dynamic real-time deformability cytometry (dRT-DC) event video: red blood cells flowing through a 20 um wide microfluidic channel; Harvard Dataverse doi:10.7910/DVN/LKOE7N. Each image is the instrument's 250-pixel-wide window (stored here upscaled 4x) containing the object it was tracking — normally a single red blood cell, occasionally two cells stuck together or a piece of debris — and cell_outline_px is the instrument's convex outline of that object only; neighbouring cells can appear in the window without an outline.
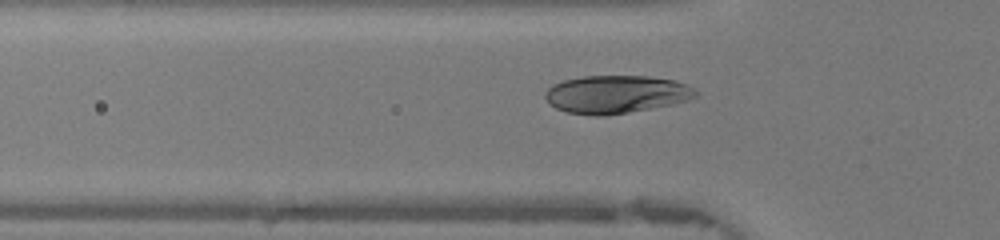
{"species": "human", "species_latin": "Homo sapiens", "temperature_condition": "warm", "stored_images_in_passage": 46, "camera_frame_rate_fps": 3000, "um_per_image_px": 0.085, "donor": {"sex": "female"}, "frame": {"image": 1, "passage_image": 14, "time_ms": 4.333, "image_size_px": [1000, 240], "cell_outline_px": [[700, 92], [696, 96], [688, 100], [672, 104], [628, 112], [604, 116], [592, 116], [568, 112], [556, 108], [544, 96], [544, 92], [552, 84], [564, 80], [584, 76], [648, 76], [672, 80], [688, 84]], "centroid_in_image_um": [52.38, 8.01], "position_along_channel_um": 73.4, "area_um2": 33.23}}
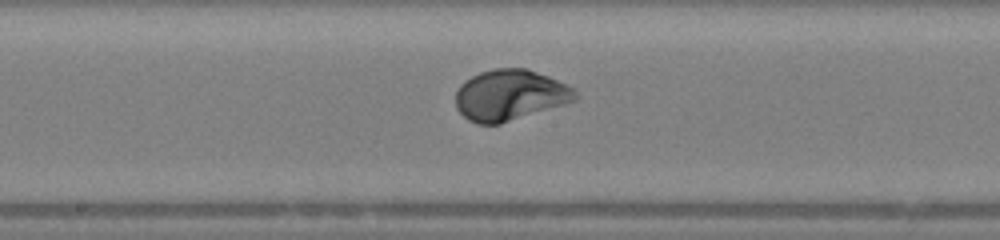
{"frame": {"image": 2, "passage_image": 23, "time_ms": 7.333, "image_size_px": [1000, 240], "cell_outline_px": [[580, 96], [576, 100], [564, 104], [500, 124], [476, 124], [468, 120], [456, 108], [456, 92], [460, 84], [464, 80], [480, 72], [492, 68], [528, 68], [568, 84], [576, 88]], "centroid_in_image_um": [43.37, 8.07], "position_along_channel_um": 204.8, "area_um2": 35.78}}
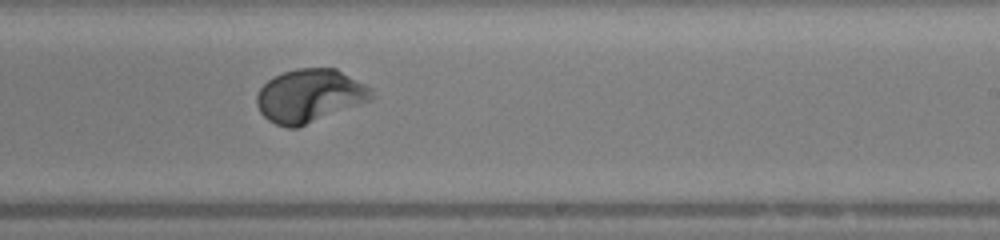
{"frame": {"image": 3, "passage_image": 27, "time_ms": 8.667, "image_size_px": [1000, 240], "cell_outline_px": [[376, 96], [372, 100], [296, 128], [288, 128], [276, 124], [268, 120], [260, 112], [256, 104], [256, 96], [260, 88], [268, 80], [284, 72], [296, 68], [336, 68], [372, 88]], "centroid_in_image_um": [26.34, 8.14], "position_along_channel_um": 262.7, "area_um2": 35.66}, "authors_computed_cell_mechanics": {"area_um2": 35.6626, "velocity_mm_per_s": 4.3641, "shape_relaxation_time_tau1_ms": 2.4028, "shape_relaxation_time_tau2_ms": null, "deformation_change_tau1": 0.1902, "deformation_change_tau2": null}}